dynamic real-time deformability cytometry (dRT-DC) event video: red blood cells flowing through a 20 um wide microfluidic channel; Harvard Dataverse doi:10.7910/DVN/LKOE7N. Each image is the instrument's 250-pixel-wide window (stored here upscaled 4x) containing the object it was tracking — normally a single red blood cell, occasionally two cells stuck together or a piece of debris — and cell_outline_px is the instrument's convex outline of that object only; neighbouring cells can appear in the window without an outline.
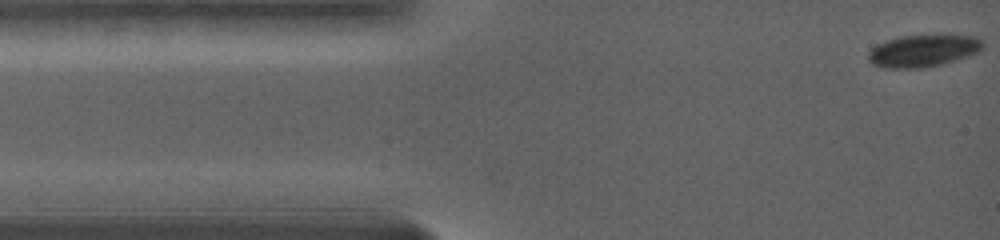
{"species": "common noctule bat (a hibernating species)", "species_latin": "Nyctalus noctula", "temperature_condition": "warm", "stored_images_in_passage": 84, "camera_frame_rate_fps": 5000, "um_per_image_px": 0.085, "animal": {"sex": "female", "body_mass_g": 19.0, "forearm_length_mm": 56.7}, "frame": {"image": 1, "passage_image": 1, "time_ms": 0.0, "image_size_px": [1000, 240], "cell_outline_px": [[980, 48], [976, 52], [952, 60], [936, 64], [904, 68], [892, 68], [872, 64], [868, 60], [868, 52], [872, 48], [888, 40], [904, 36], [972, 36], [980, 40]], "centroid_in_image_um": [78.36, 4.31], "position_along_channel_um": 6.6, "area_um2": 20.0}}
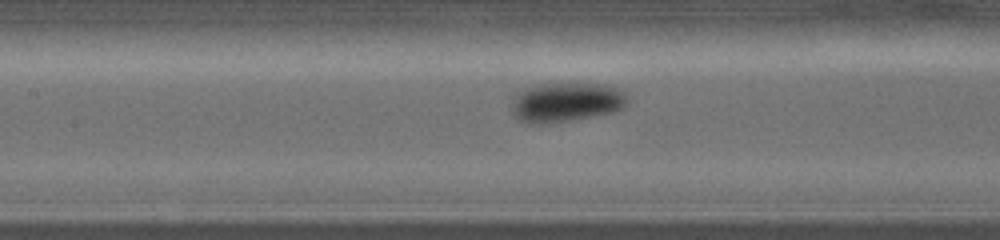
{"frame": {"image": 2, "passage_image": 35, "time_ms": 6.2, "image_size_px": [1000, 240], "cell_outline_px": [[628, 104], [624, 108], [612, 112], [568, 120], [544, 124], [532, 124], [520, 120], [512, 112], [512, 108], [516, 96], [520, 92], [528, 88], [540, 84], [596, 84], [616, 88], [628, 100]], "centroid_in_image_um": [48.11, 8.7], "position_along_channel_um": 159.3, "area_um2": 25.78}}
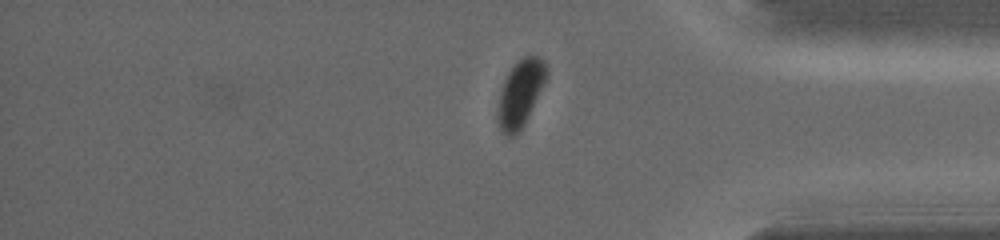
{"frame": {"image": 3, "passage_image": 68, "time_ms": 13.0, "image_size_px": [1000, 240], "cell_outline_px": [[548, 76], [524, 124], [512, 136], [504, 136], [500, 132], [496, 120], [496, 108], [500, 92], [504, 80], [508, 72], [524, 56], [540, 56], [548, 64]], "centroid_in_image_um": [44.22, 7.94], "position_along_channel_um": 391.0, "area_um2": 19.07}, "authors_computed_cell_mechanics": {"area_um2": 21.7039, "velocity_mm_per_s": 3.6115, "shape_relaxation_time_tau1_ms": 1.7335, "shape_relaxation_time_tau2_ms": null, "deformation_change_tau1": 0.1153, "deformation_change_tau2": null}}